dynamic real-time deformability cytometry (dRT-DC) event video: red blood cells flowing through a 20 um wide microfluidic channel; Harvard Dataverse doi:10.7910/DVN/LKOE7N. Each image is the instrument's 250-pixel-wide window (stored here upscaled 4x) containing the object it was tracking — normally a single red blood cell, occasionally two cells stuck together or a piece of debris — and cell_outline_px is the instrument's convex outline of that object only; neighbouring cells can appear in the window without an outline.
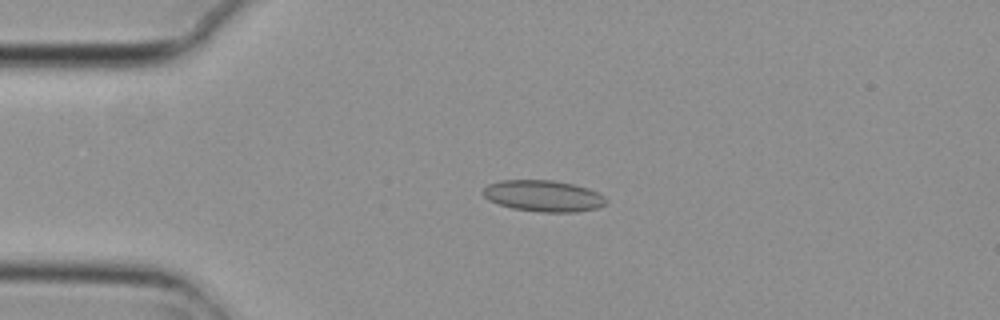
{"species": "common noctule bat (a hibernating species)", "species_latin": "Nyctalus noctula", "temperature_condition": "cold", "stored_images_in_passage": 4, "camera_frame_rate_fps": 3000, "um_per_image_px": 0.085, "animal": {"sex": "female", "body_mass_g": 29.2, "forearm_length_mm": 56.3}, "frame": {"image": 1, "passage_image": 4, "time_ms": 1.0, "image_size_px": [1000, 320], "cell_outline_px": [[608, 200], [604, 204], [596, 208], [576, 212], [540, 212], [512, 208], [488, 200], [480, 192], [488, 184], [500, 180], [552, 180], [572, 184], [588, 188], [604, 196]], "centroid_in_image_um": [46.16, 16.65], "position_along_channel_um": 38.8, "area_um2": 22.43}}